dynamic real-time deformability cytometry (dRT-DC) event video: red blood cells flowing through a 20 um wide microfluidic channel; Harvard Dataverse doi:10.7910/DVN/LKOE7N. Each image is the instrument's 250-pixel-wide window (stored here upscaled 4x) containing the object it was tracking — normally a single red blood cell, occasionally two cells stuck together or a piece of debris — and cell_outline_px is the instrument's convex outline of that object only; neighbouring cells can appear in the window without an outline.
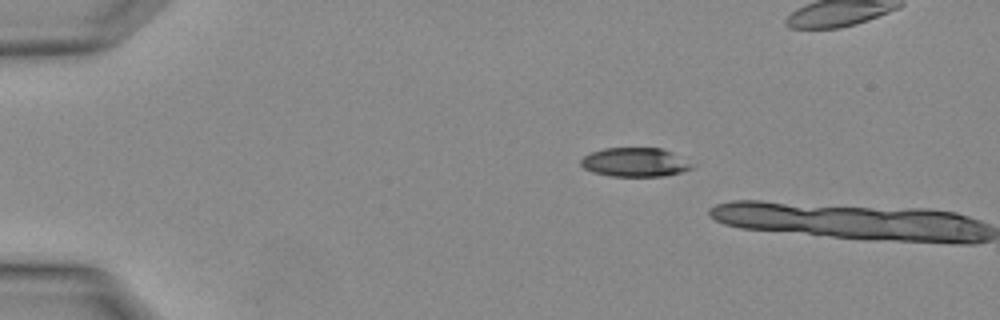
{"species": "Egyptian fruit bat (a non-hibernating species)", "species_latin": "Rousettus aegyptiacus", "temperature_condition": "warm", "stored_images_in_passage": 3, "camera_frame_rate_fps": 3000, "um_per_image_px": 0.085, "animal": {"sex": "female"}, "frame": {"image": 1, "passage_image": 3, "time_ms": 0.667, "image_size_px": [1000, 320], "cell_outline_px": [[696, 164], [692, 168], [680, 172], [664, 176], [612, 176], [592, 172], [584, 168], [580, 164], [580, 160], [584, 156], [592, 152], [604, 148], [660, 148], [672, 152]], "centroid_in_image_um": [53.99, 13.79], "position_along_channel_um": 31.0, "area_um2": 18.79}}